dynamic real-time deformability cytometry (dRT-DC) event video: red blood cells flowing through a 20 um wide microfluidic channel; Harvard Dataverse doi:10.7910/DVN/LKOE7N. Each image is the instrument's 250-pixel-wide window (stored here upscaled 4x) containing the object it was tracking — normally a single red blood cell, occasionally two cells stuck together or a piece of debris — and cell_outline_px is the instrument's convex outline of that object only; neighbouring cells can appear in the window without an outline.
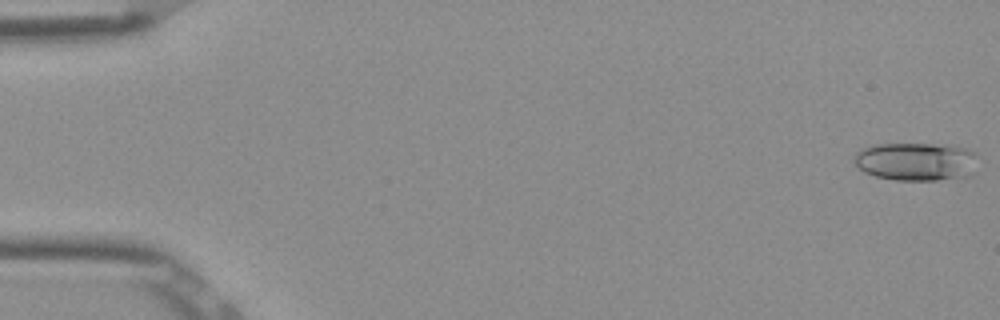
{"species": "Egyptian fruit bat (a non-hibernating species)", "species_latin": "Rousettus aegyptiacus", "temperature_condition": "room temperature", "stored_images_in_passage": 52, "camera_frame_rate_fps": 3000, "um_per_image_px": 0.085, "frame": {"image": 1, "passage_image": 1, "time_ms": 0.0, "image_size_px": [1000, 320], "cell_outline_px": [[976, 172], [972, 176], [936, 180], [896, 180], [876, 176], [864, 172], [852, 160], [856, 152], [860, 148], [876, 144], [948, 144], [964, 148], [976, 152]], "centroid_in_image_um": [77.9, 13.73], "position_along_channel_um": 7.1, "area_um2": 28.03}}
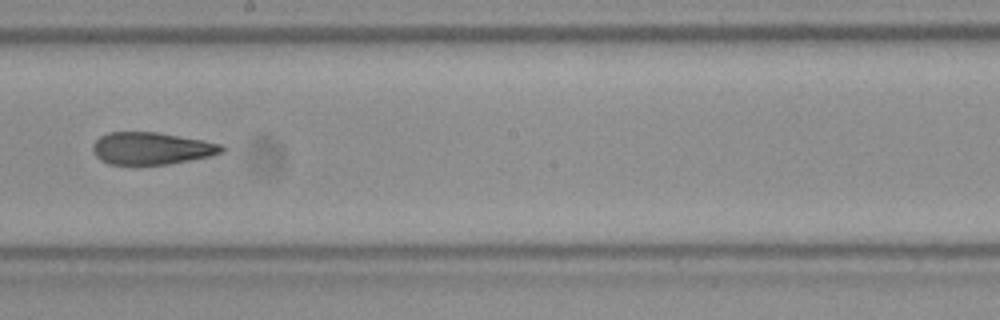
{"frame": {"image": 2, "passage_image": 30, "time_ms": 9.667, "image_size_px": [1000, 320], "cell_outline_px": [[224, 152], [208, 156], [168, 164], [108, 164], [100, 160], [92, 152], [92, 144], [100, 136], [108, 132], [156, 132], [204, 140], [220, 144], [224, 148]], "centroid_in_image_um": [12.83, 12.6], "position_along_channel_um": 235.4, "area_um2": 24.1}}
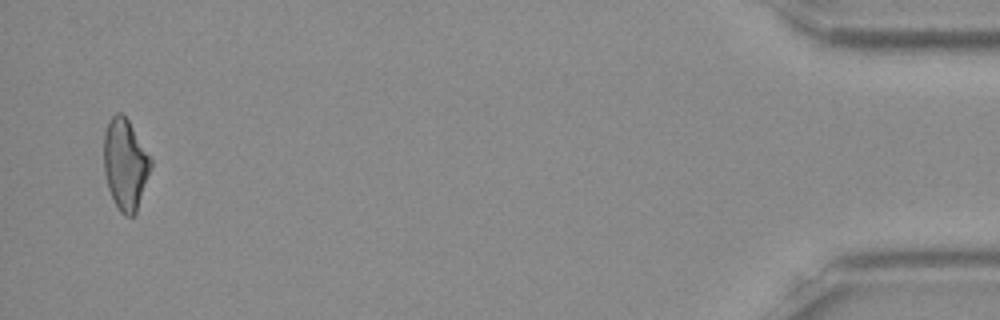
{"frame": {"image": 3, "passage_image": 51, "time_ms": 16.667, "image_size_px": [1000, 320], "cell_outline_px": [[152, 164], [136, 212], [132, 216], [124, 216], [120, 212], [108, 188], [104, 172], [104, 132], [108, 120], [116, 112], [120, 112], [128, 120], [152, 160]], "centroid_in_image_um": [10.63, 13.95], "position_along_channel_um": 424.6, "area_um2": 24.57}, "authors_computed_cell_mechanics": {"area_um2": 24.9407, "velocity_mm_per_s": 3.9009, "shape_relaxation_time_tau1_ms": null, "shape_relaxation_time_tau2_ms": 3.9619, "deformation_change_tau1": null, "deformation_change_tau2": 0.1416}}